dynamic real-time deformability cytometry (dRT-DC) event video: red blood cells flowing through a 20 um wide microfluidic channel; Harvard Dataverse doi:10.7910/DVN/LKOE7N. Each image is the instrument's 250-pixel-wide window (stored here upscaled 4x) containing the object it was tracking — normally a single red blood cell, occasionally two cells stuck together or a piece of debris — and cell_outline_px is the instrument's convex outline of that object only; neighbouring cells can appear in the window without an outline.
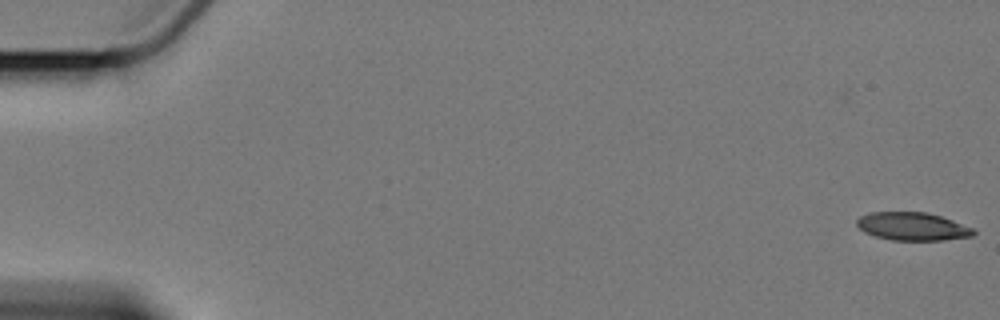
{"species": "Egyptian fruit bat (a non-hibernating species)", "species_latin": "Rousettus aegyptiacus", "temperature_condition": "cold", "stored_images_in_passage": 8, "camera_frame_rate_fps": 3000, "um_per_image_px": 0.085, "animal": {"sex": "female"}, "frame": {"image": 1, "passage_image": 2, "time_ms": 1.333, "image_size_px": [1000, 320], "cell_outline_px": [[976, 232], [972, 236], [944, 240], [892, 240], [876, 236], [864, 232], [856, 224], [856, 220], [860, 216], [868, 212], [928, 212], [952, 220], [972, 228]], "centroid_in_image_um": [77.54, 19.24], "position_along_channel_um": 7.5, "area_um2": 19.02}}
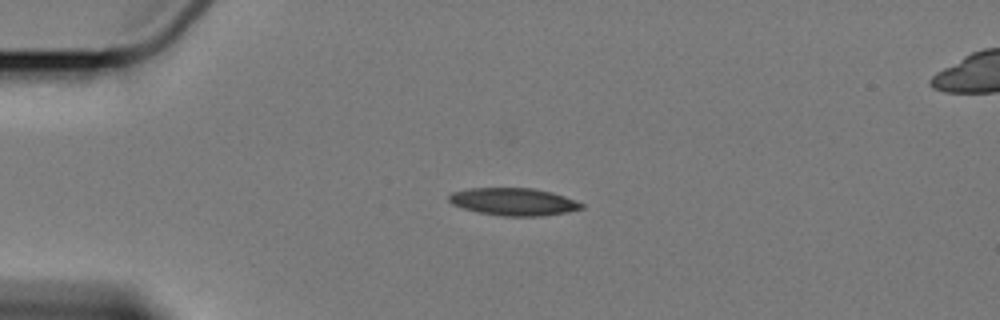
{"frame": {"image": 2, "passage_image": 6, "time_ms": 6.0, "image_size_px": [1000, 320], "cell_outline_px": [[584, 208], [568, 212], [540, 216], [504, 216], [480, 212], [464, 208], [452, 204], [448, 200], [448, 196], [452, 192], [468, 188], [532, 188], [552, 192], [576, 200], [584, 204]], "centroid_in_image_um": [43.68, 17.14], "position_along_channel_um": 41.3, "area_um2": 21.21}}